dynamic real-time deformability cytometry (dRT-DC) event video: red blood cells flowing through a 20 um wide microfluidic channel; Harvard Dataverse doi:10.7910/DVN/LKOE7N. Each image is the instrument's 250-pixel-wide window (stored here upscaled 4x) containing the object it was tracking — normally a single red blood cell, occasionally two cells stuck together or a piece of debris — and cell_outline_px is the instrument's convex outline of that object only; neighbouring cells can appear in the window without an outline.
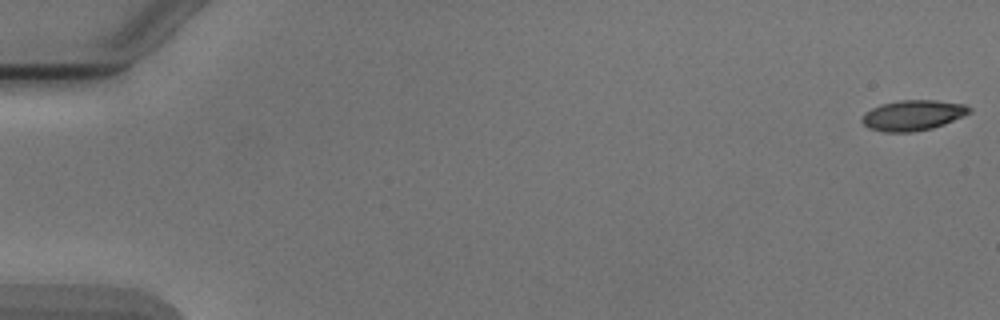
{"species": "Egyptian fruit bat (a non-hibernating species)", "species_latin": "Rousettus aegyptiacus", "temperature_condition": "cold", "stored_images_in_passage": 7, "camera_frame_rate_fps": 3000, "um_per_image_px": 0.085, "animal": {"sex": "male"}, "frame": {"image": 1, "passage_image": 1, "time_ms": 0.0, "image_size_px": [1000, 320], "cell_outline_px": [[972, 112], [944, 124], [932, 128], [912, 132], [884, 132], [868, 128], [860, 120], [864, 112], [880, 104], [900, 100], [936, 100], [964, 104], [972, 108]], "centroid_in_image_um": [77.58, 9.79], "position_along_channel_um": 7.4, "area_um2": 19.13}}
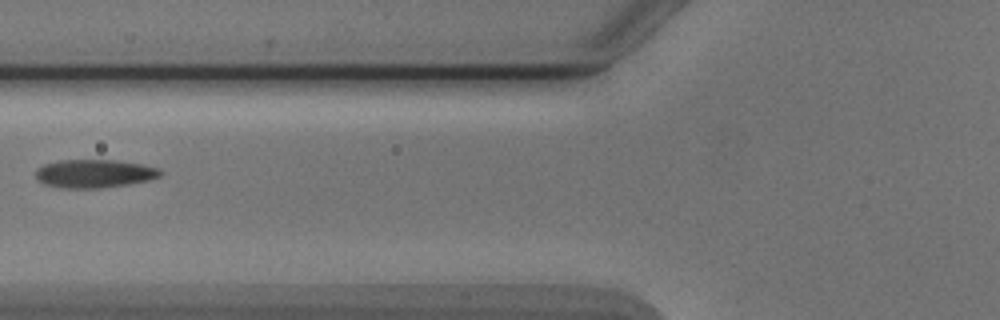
{"frame": {"image": 2, "passage_image": 6, "time_ms": 7.0, "image_size_px": [1000, 320], "cell_outline_px": [[164, 172], [160, 176], [148, 180], [128, 184], [100, 188], [64, 188], [44, 184], [36, 180], [36, 168], [44, 164], [60, 160], [112, 160], [140, 164], [160, 168]], "centroid_in_image_um": [8.0, 14.75], "position_along_channel_um": 117.8, "area_um2": 20.58}}
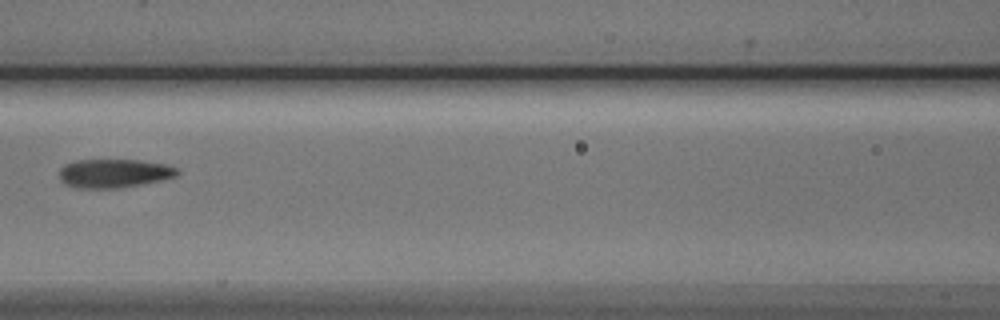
{"frame": {"image": 3, "passage_image": 7, "time_ms": 8.0, "image_size_px": [1000, 320], "cell_outline_px": [[180, 172], [176, 176], [160, 180], [120, 188], [72, 188], [64, 184], [60, 180], [60, 168], [64, 164], [76, 160], [136, 160], [164, 164], [176, 168]], "centroid_in_image_um": [9.63, 14.74], "position_along_channel_um": 157.0, "area_um2": 19.71}}